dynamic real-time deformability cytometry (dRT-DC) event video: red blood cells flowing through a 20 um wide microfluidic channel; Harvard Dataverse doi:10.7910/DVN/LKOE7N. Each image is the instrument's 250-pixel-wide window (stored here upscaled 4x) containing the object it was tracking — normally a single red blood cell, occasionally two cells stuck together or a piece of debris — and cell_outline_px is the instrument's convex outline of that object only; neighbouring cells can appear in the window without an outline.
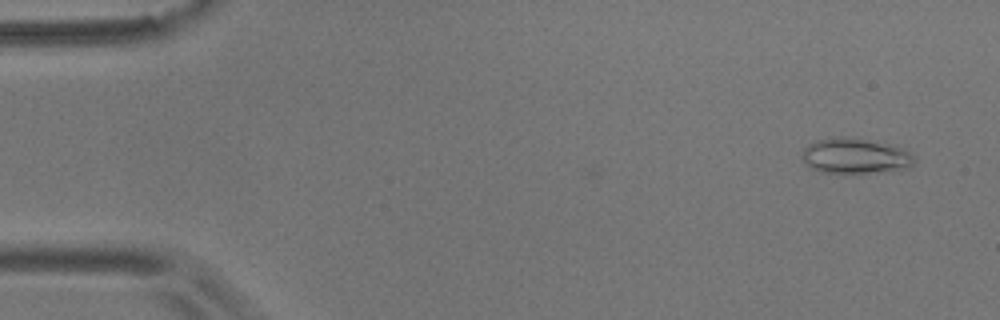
{"species": "common noctule bat (a hibernating species)", "species_latin": "Nyctalus noctula", "temperature_condition": "room temperature", "stored_images_in_passage": 55, "camera_frame_rate_fps": 3000, "um_per_image_px": 0.085, "animal": {"sex": "male", "body_mass_g": 17.9}, "frame": {"image": 1, "passage_image": 3, "time_ms": 0.667, "image_size_px": [1000, 320], "cell_outline_px": [[916, 160], [912, 164], [904, 168], [868, 172], [820, 172], [804, 164], [800, 156], [804, 148], [808, 144], [816, 140], [844, 136], [888, 144], [900, 148], [916, 156]], "centroid_in_image_um": [72.62, 13.24], "position_along_channel_um": 12.4, "area_um2": 22.72}}
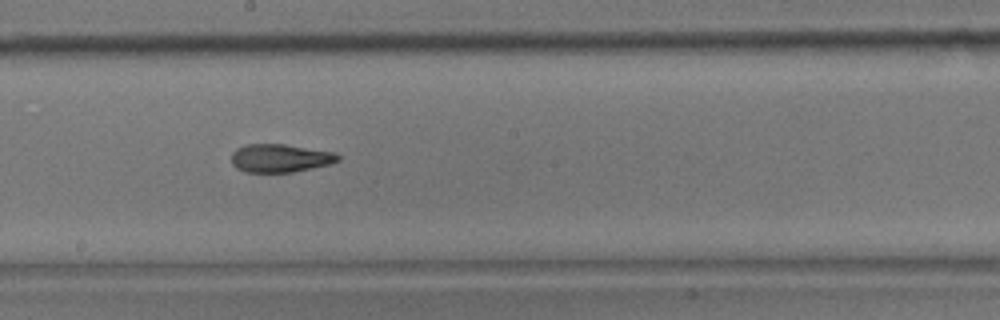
{"frame": {"image": 2, "passage_image": 30, "time_ms": 9.667, "image_size_px": [1000, 320], "cell_outline_px": [[340, 160], [328, 164], [312, 168], [292, 172], [244, 172], [236, 168], [232, 164], [232, 152], [236, 148], [248, 144], [284, 144], [336, 152], [340, 156]], "centroid_in_image_um": [23.81, 13.44], "position_along_channel_um": 224.4, "area_um2": 17.57}}
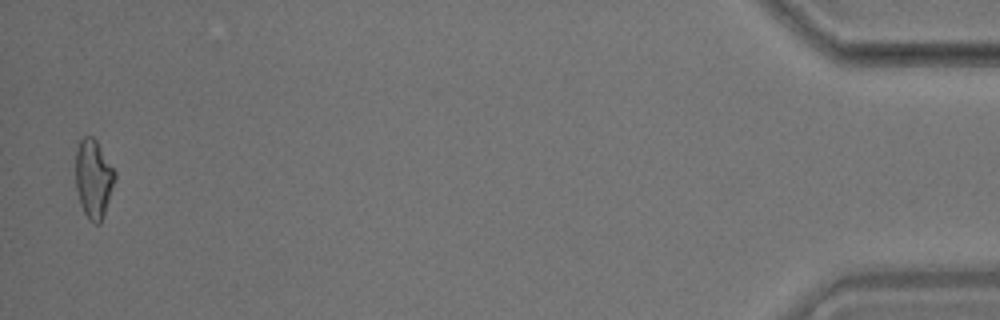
{"frame": {"image": 3, "passage_image": 54, "time_ms": 17.667, "image_size_px": [1000, 320], "cell_outline_px": [[116, 176], [104, 216], [100, 224], [96, 224], [88, 220], [80, 204], [76, 188], [76, 152], [80, 140], [84, 136], [92, 136], [96, 140], [116, 172]], "centroid_in_image_um": [7.95, 15.21], "position_along_channel_um": 427.2, "area_um2": 17.98}, "authors_computed_cell_mechanics": {"area_um2": 18.2648, "velocity_mm_per_s": 3.6478, "shape_relaxation_time_tau1_ms": 8.2169, "shape_relaxation_time_tau2_ms": 3.4484, "deformation_change_tau1": 0.2117, "deformation_change_tau2": 0.1227}}